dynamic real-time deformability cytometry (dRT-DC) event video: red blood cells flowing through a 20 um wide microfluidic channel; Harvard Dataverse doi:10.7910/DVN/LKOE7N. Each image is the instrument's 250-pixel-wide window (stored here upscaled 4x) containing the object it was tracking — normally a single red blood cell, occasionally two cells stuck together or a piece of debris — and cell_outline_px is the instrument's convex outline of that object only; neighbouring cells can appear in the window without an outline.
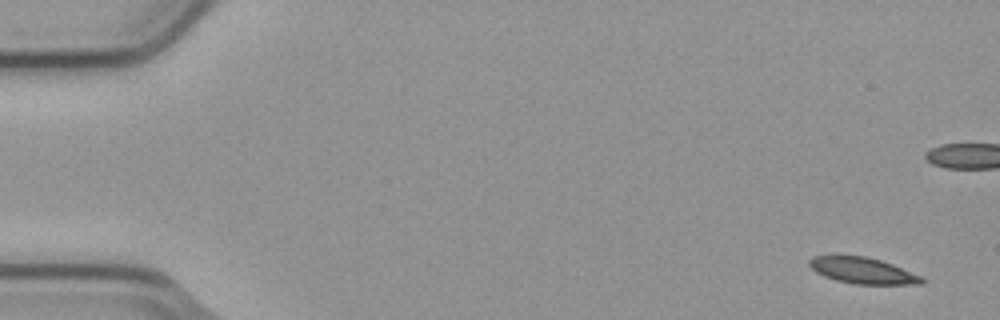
{"species": "common noctule bat (a hibernating species)", "species_latin": "Nyctalus noctula", "temperature_condition": "cold", "stored_images_in_passage": 6, "camera_frame_rate_fps": 3000, "um_per_image_px": 0.085, "animal": {"sex": "male", "body_mass_g": 23.1, "forearm_length_mm": 52.7}, "frame": {"image": 1, "passage_image": 1, "time_ms": 0.0, "image_size_px": [1000, 320], "cell_outline_px": [[924, 284], [852, 284], [836, 280], [824, 276], [816, 272], [808, 264], [808, 260], [812, 256], [836, 252], [864, 256], [880, 260], [892, 264], [924, 276]], "centroid_in_image_um": [73.27, 22.95], "position_along_channel_um": 11.7, "area_um2": 17.92}}
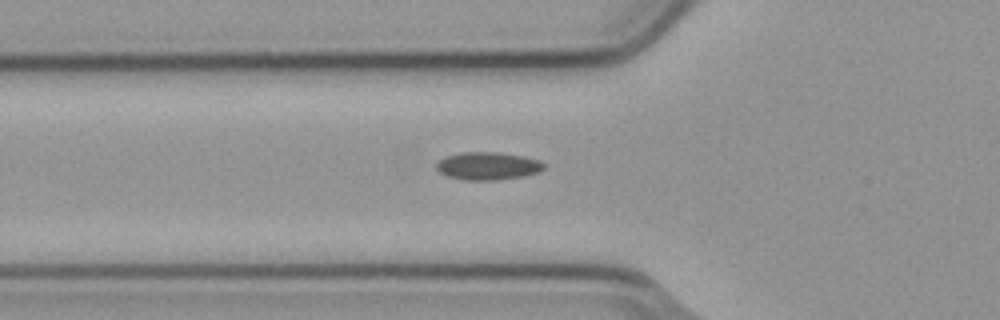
{"frame": {"image": 2, "passage_image": 6, "time_ms": 1.667, "image_size_px": [1000, 320], "cell_outline_px": [[544, 168], [540, 172], [524, 176], [496, 180], [464, 180], [448, 176], [440, 172], [436, 168], [436, 164], [444, 156], [460, 152], [496, 152], [524, 156], [540, 160], [544, 164]], "centroid_in_image_um": [41.47, 14.1], "position_along_channel_um": 84.3, "area_um2": 17.51}}